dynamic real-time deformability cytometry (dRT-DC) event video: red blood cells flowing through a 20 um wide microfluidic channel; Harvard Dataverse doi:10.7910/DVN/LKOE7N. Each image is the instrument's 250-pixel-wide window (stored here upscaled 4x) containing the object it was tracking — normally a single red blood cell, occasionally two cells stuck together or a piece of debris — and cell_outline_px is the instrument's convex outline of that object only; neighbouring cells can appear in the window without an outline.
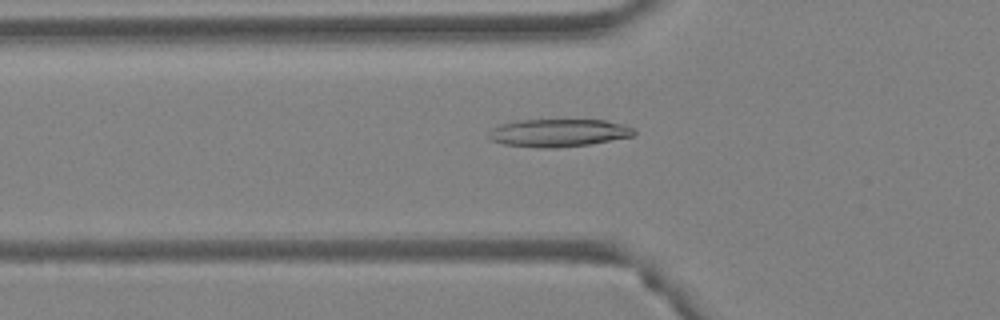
{"species": "Egyptian fruit bat (a non-hibernating species)", "species_latin": "Rousettus aegyptiacus", "temperature_condition": "warm", "stored_images_in_passage": 52, "camera_frame_rate_fps": 3000, "um_per_image_px": 0.085, "animal": {"sex": "female"}, "frame": {"image": 1, "passage_image": 19, "time_ms": 6.0, "image_size_px": [1000, 320], "cell_outline_px": [[636, 132], [632, 136], [592, 144], [556, 148], [540, 148], [504, 144], [492, 140], [488, 136], [488, 132], [500, 124], [520, 120], [604, 120], [624, 124], [632, 128]], "centroid_in_image_um": [47.48, 11.3], "position_along_channel_um": 78.3, "area_um2": 23.47}}
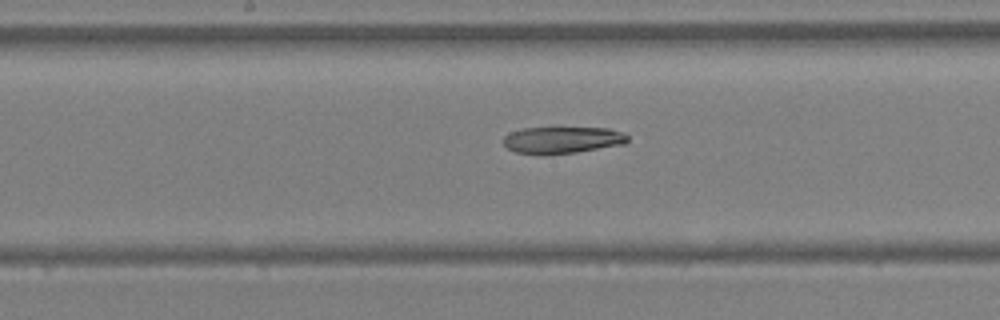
{"frame": {"image": 2, "passage_image": 28, "time_ms": 9.0, "image_size_px": [1000, 320], "cell_outline_px": [[628, 140], [624, 144], [576, 152], [544, 156], [540, 156], [516, 152], [508, 148], [504, 144], [504, 136], [512, 132], [524, 128], [608, 128], [624, 132], [628, 136]], "centroid_in_image_um": [47.8, 11.92], "position_along_channel_um": 200.4, "area_um2": 19.54}}
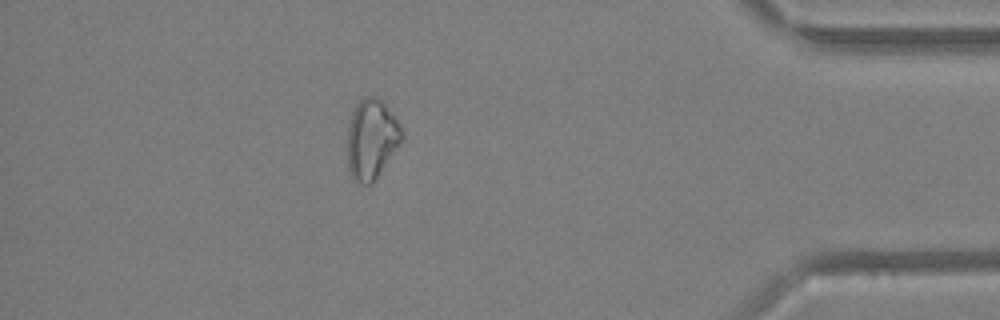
{"frame": {"image": 3, "passage_image": 46, "time_ms": 15.0, "image_size_px": [1000, 320], "cell_outline_px": [[404, 136], [400, 144], [372, 184], [360, 184], [352, 180], [348, 168], [348, 128], [352, 112], [356, 104], [364, 96], [376, 96], [384, 100], [396, 116], [404, 132]], "centroid_in_image_um": [31.6, 11.79], "position_along_channel_um": 403.6, "area_um2": 25.84}}